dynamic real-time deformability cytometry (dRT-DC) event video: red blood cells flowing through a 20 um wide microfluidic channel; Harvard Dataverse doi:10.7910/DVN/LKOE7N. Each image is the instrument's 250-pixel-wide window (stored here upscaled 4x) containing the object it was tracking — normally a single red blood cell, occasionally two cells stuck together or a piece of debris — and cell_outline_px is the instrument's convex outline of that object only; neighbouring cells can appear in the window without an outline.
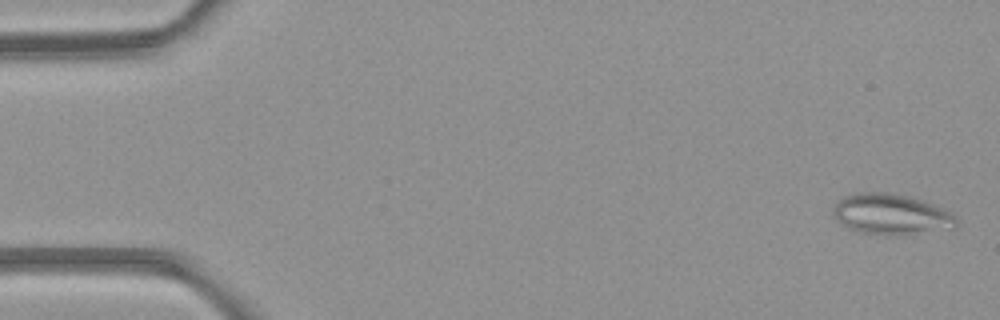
{"species": "common noctule bat (a hibernating species)", "species_latin": "Nyctalus noctula", "temperature_condition": "room temperature", "stored_images_in_passage": 8, "camera_frame_rate_fps": 3000, "um_per_image_px": 0.085, "animal": {"sex": "female", "body_mass_g": 21.9}, "frame": {"image": 1, "passage_image": 1, "time_ms": 0.0, "image_size_px": [1000, 320], "cell_outline_px": [[956, 228], [896, 236], [888, 236], [860, 232], [848, 228], [832, 212], [832, 208], [844, 196], [856, 192], [888, 192], [908, 196], [932, 204], [956, 216]], "centroid_in_image_um": [75.75, 18.22], "position_along_channel_um": 9.3, "area_um2": 29.07}}
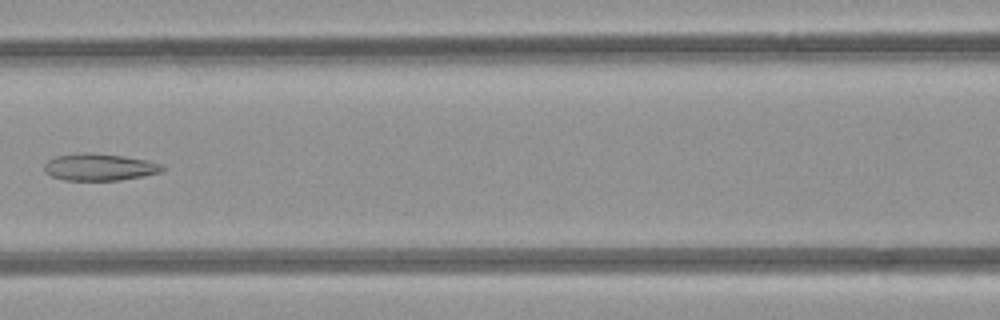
{"frame": {"image": 2, "passage_image": 7, "time_ms": 7.0, "image_size_px": [1000, 320], "cell_outline_px": [[164, 168], [160, 172], [144, 176], [120, 180], [64, 180], [52, 176], [44, 172], [44, 164], [48, 160], [56, 156], [84, 152], [92, 152], [124, 156], [148, 160], [164, 164]], "centroid_in_image_um": [8.46, 14.19], "position_along_channel_um": 158.1, "area_um2": 18.73}}
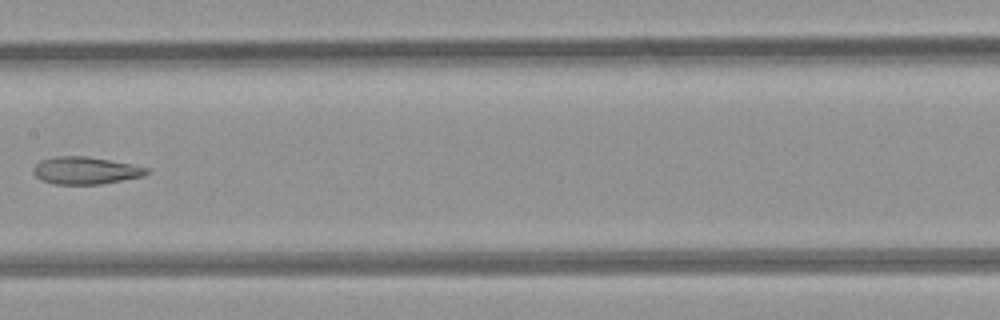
{"frame": {"image": 3, "passage_image": 8, "time_ms": 8.0, "image_size_px": [1000, 320], "cell_outline_px": [[148, 172], [144, 176], [100, 184], [52, 184], [40, 180], [32, 172], [32, 168], [40, 160], [52, 156], [88, 156], [148, 168]], "centroid_in_image_um": [7.19, 14.49], "position_along_channel_um": 200.2, "area_um2": 18.03}}